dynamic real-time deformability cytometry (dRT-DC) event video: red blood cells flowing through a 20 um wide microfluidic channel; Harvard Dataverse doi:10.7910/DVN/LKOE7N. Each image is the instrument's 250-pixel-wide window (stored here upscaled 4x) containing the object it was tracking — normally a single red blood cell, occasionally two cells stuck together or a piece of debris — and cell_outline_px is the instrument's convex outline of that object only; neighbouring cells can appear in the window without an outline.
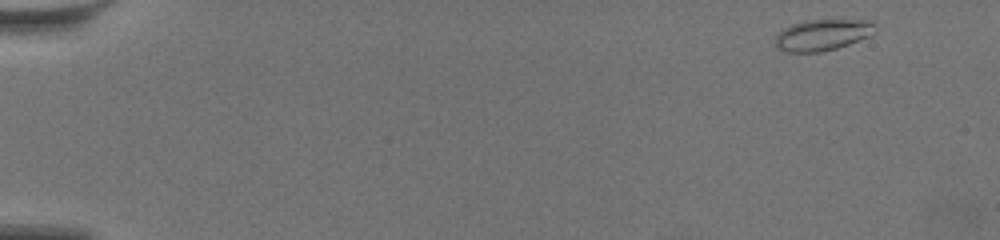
{"species": "common noctule bat (a hibernating species)", "species_latin": "Nyctalus noctula", "temperature_condition": "warm", "stored_images_in_passage": 56, "camera_frame_rate_fps": 3000, "um_per_image_px": 0.085, "animal": {"sex": "female", "body_mass_g": 19.5, "forearm_length_mm": 54.1}, "frame": {"image": 1, "passage_image": 1, "time_ms": 0.0, "image_size_px": [1000, 240], "cell_outline_px": [[872, 24], [868, 36], [848, 44], [836, 48], [820, 52], [784, 52], [776, 48], [772, 40], [784, 28], [792, 24], [808, 20], [872, 20]], "centroid_in_image_um": [69.78, 2.98], "position_along_channel_um": 15.2, "area_um2": 17.86}}
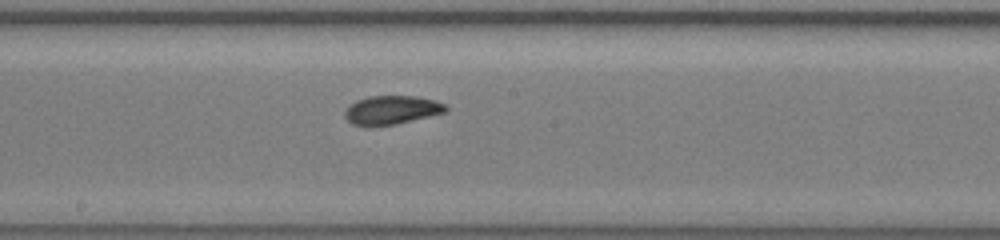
{"frame": {"image": 2, "passage_image": 31, "time_ms": 10.0, "image_size_px": [1000, 240], "cell_outline_px": [[448, 108], [444, 112], [396, 124], [368, 128], [352, 124], [344, 116], [344, 112], [356, 100], [368, 96], [416, 96], [436, 100], [444, 104]], "centroid_in_image_um": [33.24, 9.37], "position_along_channel_um": 215.0, "area_um2": 16.99}}
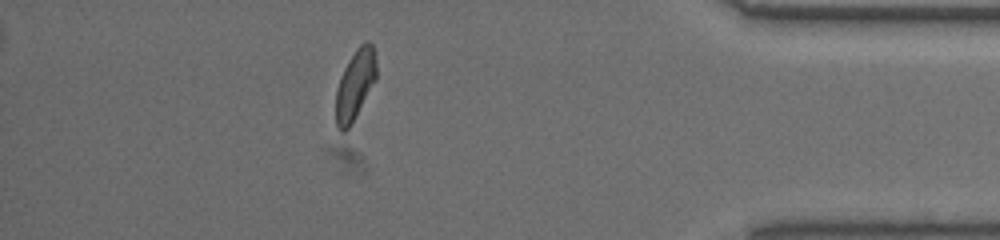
{"frame": {"image": 3, "passage_image": 50, "time_ms": 16.333, "image_size_px": [1000, 240], "cell_outline_px": [[376, 80], [348, 128], [344, 132], [340, 132], [336, 128], [336, 88], [340, 76], [344, 68], [356, 48], [364, 40], [368, 40], [372, 44], [376, 60]], "centroid_in_image_um": [30.17, 7.17], "position_along_channel_um": 405.0, "area_um2": 16.47}, "authors_computed_cell_mechanics": {"area_um2": 16.8198, "velocity_mm_per_s": 3.5535, "shape_relaxation_time_tau1_ms": 6.3096, "shape_relaxation_time_tau2_ms": 2.6124, "deformation_change_tau1": 0.1782, "deformation_change_tau2": 0.0866}}